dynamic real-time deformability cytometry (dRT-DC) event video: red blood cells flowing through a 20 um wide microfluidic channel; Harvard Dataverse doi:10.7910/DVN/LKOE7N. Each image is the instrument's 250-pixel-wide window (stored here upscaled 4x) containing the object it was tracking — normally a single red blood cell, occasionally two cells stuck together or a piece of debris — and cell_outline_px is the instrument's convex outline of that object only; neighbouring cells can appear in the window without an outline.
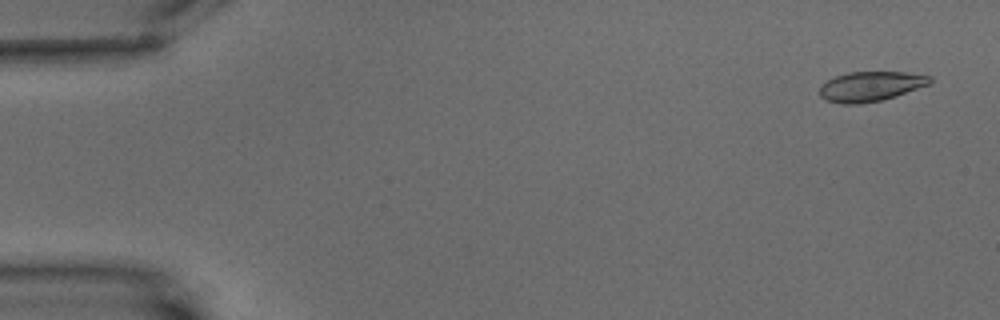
{"species": "common noctule bat (a hibernating species)", "species_latin": "Nyctalus noctula", "temperature_condition": "warm", "stored_images_in_passage": 4, "camera_frame_rate_fps": 3000, "um_per_image_px": 0.085, "animal": {"sex": "male", "body_mass_g": 15.6}, "frame": {"image": 1, "passage_image": 1, "time_ms": 0.0, "image_size_px": [1000, 320], "cell_outline_px": [[932, 80], [928, 84], [896, 96], [880, 100], [860, 104], [844, 104], [824, 100], [820, 96], [820, 84], [836, 76], [848, 72], [904, 72], [932, 76]], "centroid_in_image_um": [73.97, 7.34], "position_along_channel_um": 11.0, "area_um2": 19.07}}